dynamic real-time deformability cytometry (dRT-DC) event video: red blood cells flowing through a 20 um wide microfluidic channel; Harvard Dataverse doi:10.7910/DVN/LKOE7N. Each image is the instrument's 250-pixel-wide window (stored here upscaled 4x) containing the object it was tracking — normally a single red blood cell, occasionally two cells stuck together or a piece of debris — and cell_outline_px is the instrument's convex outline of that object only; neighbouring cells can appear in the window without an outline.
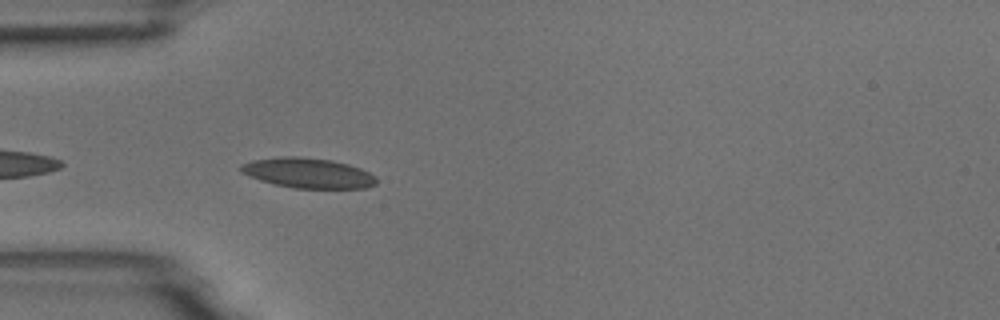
{"species": "common noctule bat (a hibernating species)", "species_latin": "Nyctalus noctula", "temperature_condition": "room temperature", "stored_images_in_passage": 5, "camera_frame_rate_fps": 3000, "um_per_image_px": 0.085, "animal": {"sex": "male", "body_mass_g": 18.8}, "frame": {"image": 1, "passage_image": 5, "time_ms": 1.333, "image_size_px": [1000, 320], "cell_outline_px": [[376, 184], [368, 188], [296, 188], [276, 184], [260, 180], [240, 172], [240, 164], [252, 160], [280, 156], [300, 156], [332, 160], [348, 164], [360, 168], [376, 176]], "centroid_in_image_um": [26.18, 14.69], "position_along_channel_um": 58.8, "area_um2": 23.81}}